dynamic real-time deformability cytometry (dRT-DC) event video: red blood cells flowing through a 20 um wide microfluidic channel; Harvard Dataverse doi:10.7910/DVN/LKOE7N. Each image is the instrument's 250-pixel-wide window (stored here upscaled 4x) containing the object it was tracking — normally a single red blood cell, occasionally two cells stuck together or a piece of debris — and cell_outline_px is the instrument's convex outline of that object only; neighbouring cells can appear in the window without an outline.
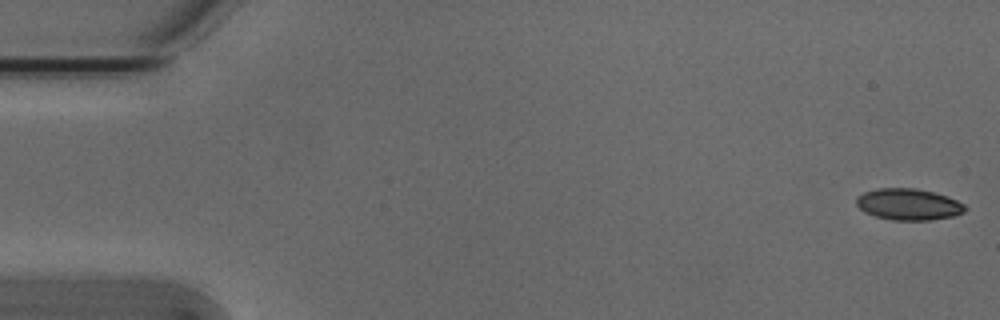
{"species": "Egyptian fruit bat (a non-hibernating species)", "species_latin": "Rousettus aegyptiacus", "temperature_condition": "cold", "stored_images_in_passage": 10, "camera_frame_rate_fps": 3000, "um_per_image_px": 0.085, "animal": {"sex": "male"}, "frame": {"image": 1, "passage_image": 1, "time_ms": 0.0, "image_size_px": [1000, 320], "cell_outline_px": [[968, 208], [964, 212], [952, 216], [932, 220], [892, 220], [876, 216], [864, 212], [856, 204], [856, 196], [864, 192], [876, 188], [916, 188], [948, 196], [964, 204]], "centroid_in_image_um": [77.21, 17.36], "position_along_channel_um": 7.8, "area_um2": 20.0}}